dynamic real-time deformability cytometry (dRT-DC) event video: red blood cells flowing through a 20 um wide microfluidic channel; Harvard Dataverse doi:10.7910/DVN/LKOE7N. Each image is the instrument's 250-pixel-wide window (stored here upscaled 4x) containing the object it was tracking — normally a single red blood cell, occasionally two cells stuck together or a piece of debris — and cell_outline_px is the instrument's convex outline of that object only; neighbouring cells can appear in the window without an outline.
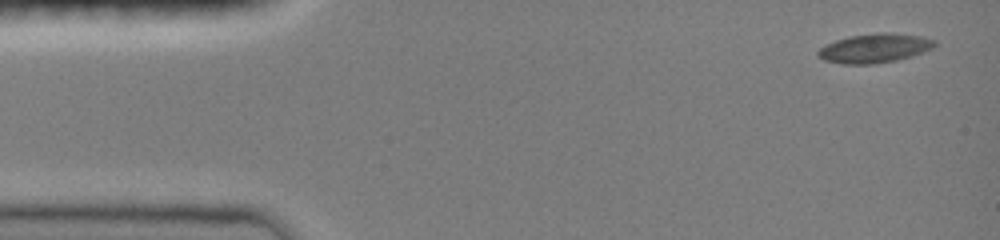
{"species": "common noctule bat (a hibernating species)", "species_latin": "Nyctalus noctula", "temperature_condition": "room temperature", "stored_images_in_passage": 25, "camera_frame_rate_fps": 3000, "um_per_image_px": 0.085, "animal": {"sex": "female", "body_mass_g": 19.0, "forearm_length_mm": 51.5}, "frame": {"image": 1, "passage_image": 1, "time_ms": 0.0, "image_size_px": [1000, 240], "cell_outline_px": [[936, 44], [932, 48], [924, 52], [912, 56], [896, 60], [872, 64], [840, 64], [824, 60], [816, 56], [816, 52], [820, 48], [836, 40], [848, 36], [880, 32], [892, 32], [924, 36], [936, 40]], "centroid_in_image_um": [74.36, 4.09], "position_along_channel_um": 10.6, "area_um2": 20.06}}
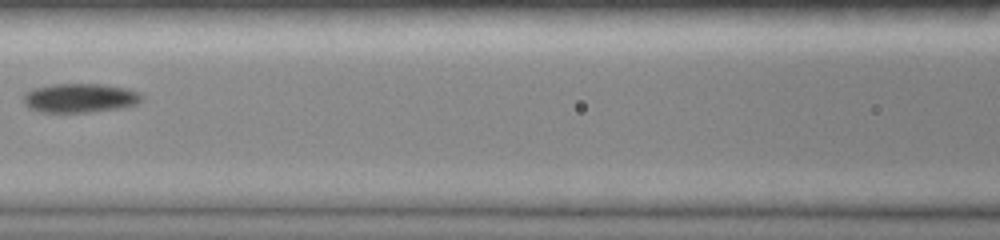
{"frame": {"image": 2, "passage_image": 11, "time_ms": 6.333, "image_size_px": [1000, 240], "cell_outline_px": [[144, 96], [136, 104], [120, 108], [88, 112], [40, 112], [28, 108], [24, 104], [24, 92], [32, 88], [52, 84], [100, 84], [124, 88], [140, 92]], "centroid_in_image_um": [6.75, 8.33], "position_along_channel_um": 159.8, "area_um2": 20.11}}
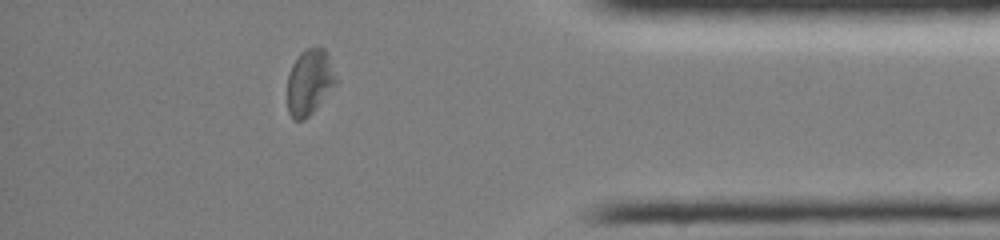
{"frame": {"image": 3, "passage_image": 22, "time_ms": 13.0, "image_size_px": [1000, 240], "cell_outline_px": [[336, 84], [316, 108], [304, 120], [292, 120], [288, 112], [288, 76], [292, 64], [300, 52], [304, 48], [316, 44], [324, 48], [328, 56], [336, 80]], "centroid_in_image_um": [26.28, 6.94], "position_along_channel_um": 408.9, "area_um2": 18.61}, "authors_computed_cell_mechanics": {"area_um2": 19.0162, "velocity_mm_per_s": 4.01, "shape_relaxation_time_tau1_ms": 5.8523, "shape_relaxation_time_tau2_ms": null, "deformation_change_tau1": 0.1356, "deformation_change_tau2": null}}